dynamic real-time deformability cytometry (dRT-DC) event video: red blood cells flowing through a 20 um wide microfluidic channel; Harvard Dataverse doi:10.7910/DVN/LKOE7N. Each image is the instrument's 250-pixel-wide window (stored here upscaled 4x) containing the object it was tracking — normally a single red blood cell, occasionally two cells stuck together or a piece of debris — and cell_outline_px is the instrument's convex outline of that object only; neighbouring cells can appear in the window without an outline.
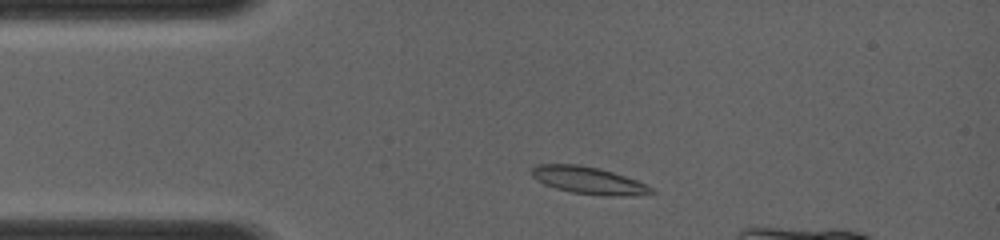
{"species": "common noctule bat (a hibernating species)", "species_latin": "Nyctalus noctula", "temperature_condition": "room temperature", "stored_images_in_passage": 31, "camera_frame_rate_fps": 4000, "um_per_image_px": 0.085, "animal": {"sex": "female", "body_mass_g": 19.0, "forearm_length_mm": 56.7}, "frame": {"image": 1, "passage_image": 3, "time_ms": 0.75, "image_size_px": [1000, 240], "cell_outline_px": [[652, 192], [576, 192], [544, 184], [532, 172], [532, 168], [540, 164], [576, 164], [596, 168], [612, 172], [636, 180], [652, 188]], "centroid_in_image_um": [49.85, 15.23], "position_along_channel_um": 35.1, "area_um2": 16.65}}
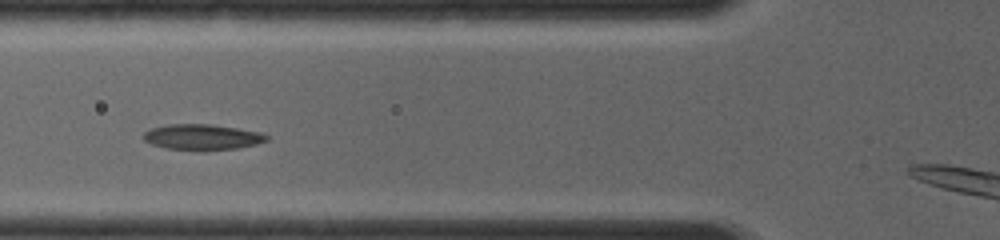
{"frame": {"image": 2, "passage_image": 15, "time_ms": 3.0, "image_size_px": [1000, 240], "cell_outline_px": [[268, 140], [256, 144], [236, 148], [168, 148], [152, 144], [144, 140], [144, 132], [152, 128], [168, 124], [208, 124], [236, 128], [256, 132], [268, 136]], "centroid_in_image_um": [17.16, 11.61], "position_along_channel_um": 108.6, "area_um2": 17.4}}
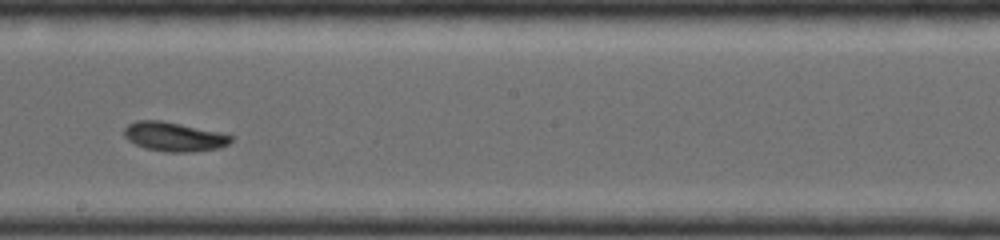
{"frame": {"image": 3, "passage_image": 31, "time_ms": 5.75, "image_size_px": [1000, 240], "cell_outline_px": [[232, 140], [228, 144], [216, 148], [184, 152], [168, 152], [148, 148], [136, 144], [128, 140], [124, 136], [124, 128], [128, 124], [136, 120], [160, 120], [180, 124], [232, 136]], "centroid_in_image_um": [14.71, 11.61], "position_along_channel_um": 233.5, "area_um2": 17.57}}